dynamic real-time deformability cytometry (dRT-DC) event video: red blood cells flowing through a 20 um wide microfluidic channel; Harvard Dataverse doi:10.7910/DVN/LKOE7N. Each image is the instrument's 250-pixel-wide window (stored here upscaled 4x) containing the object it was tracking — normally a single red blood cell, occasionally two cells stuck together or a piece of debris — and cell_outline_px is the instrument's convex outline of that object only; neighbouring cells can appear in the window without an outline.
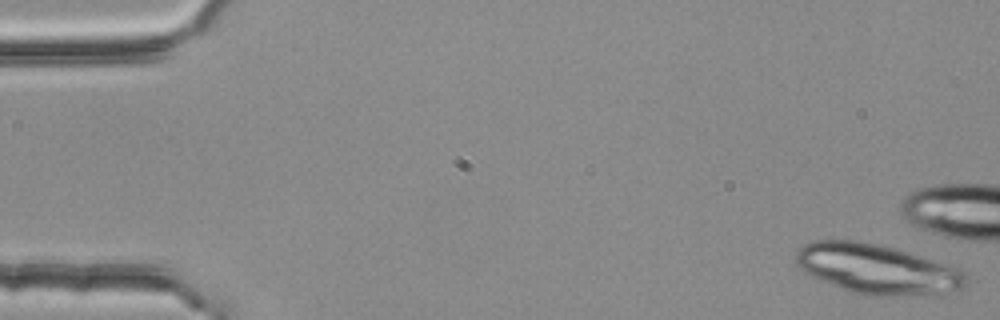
{"species": "common noctule bat (a hibernating species)", "species_latin": "Nyctalus noctula", "temperature_condition": "room temperature", "stored_images_in_passage": 9, "camera_frame_rate_fps": 3000, "um_per_image_px": 0.085, "animal": {"sex": "female", "body_mass_g": 25.1}, "frame": {"image": 1, "passage_image": 1, "time_ms": 0.0, "image_size_px": [1000, 320], "cell_outline_px": [[968, 280], [964, 288], [940, 296], [864, 296], [848, 292], [812, 276], [804, 272], [796, 264], [796, 252], [804, 244], [812, 240], [856, 240], [892, 248], [908, 252], [956, 268], [964, 272], [968, 276]], "centroid_in_image_um": [74.58, 22.92], "position_along_channel_um": 10.4, "area_um2": 49.88}}